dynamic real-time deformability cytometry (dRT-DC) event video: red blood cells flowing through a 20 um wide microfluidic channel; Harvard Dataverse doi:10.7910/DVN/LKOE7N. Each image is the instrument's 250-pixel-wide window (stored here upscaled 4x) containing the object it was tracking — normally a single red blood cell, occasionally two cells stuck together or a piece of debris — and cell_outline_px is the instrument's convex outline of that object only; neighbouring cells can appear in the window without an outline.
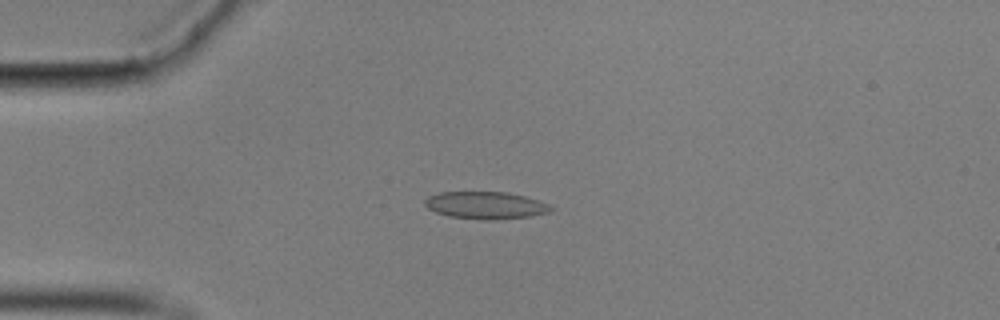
{"species": "common noctule bat (a hibernating species)", "species_latin": "Nyctalus noctula", "temperature_condition": "cold", "stored_images_in_passage": 47, "camera_frame_rate_fps": 3000, "um_per_image_px": 0.085, "animal": {"sex": "male", "body_mass_g": 17.9}, "frame": {"image": 1, "passage_image": 5, "time_ms": 1.333, "image_size_px": [1000, 320], "cell_outline_px": [[556, 208], [548, 212], [528, 216], [448, 216], [436, 212], [428, 208], [424, 204], [424, 200], [428, 196], [440, 192], [508, 192], [524, 196], [548, 204]], "centroid_in_image_um": [41.23, 17.37], "position_along_channel_um": 43.8, "area_um2": 18.67}}
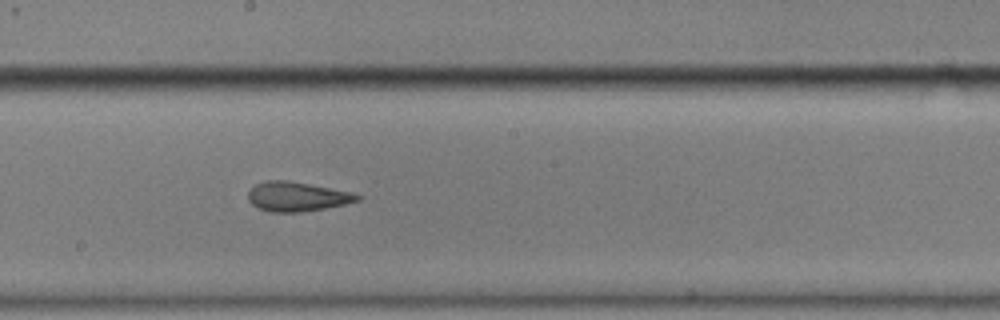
{"frame": {"image": 2, "passage_image": 22, "time_ms": 7.0, "image_size_px": [1000, 320], "cell_outline_px": [[364, 196], [360, 200], [344, 204], [324, 208], [300, 212], [272, 212], [256, 208], [248, 200], [248, 192], [256, 184], [264, 180], [284, 180], [308, 184], [352, 192]], "centroid_in_image_um": [25.23, 16.71], "position_along_channel_um": 223.0, "area_um2": 18.67}}
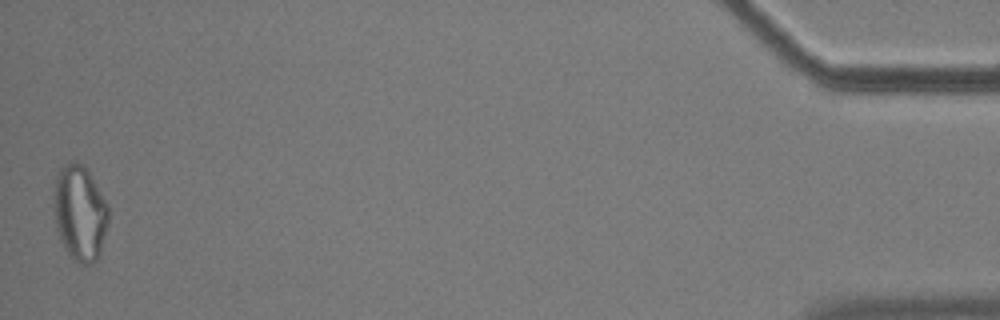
{"frame": {"image": 3, "passage_image": 47, "time_ms": 15.333, "image_size_px": [1000, 320], "cell_outline_px": [[108, 224], [100, 256], [92, 264], [80, 264], [72, 260], [64, 248], [60, 240], [56, 228], [56, 176], [60, 168], [64, 164], [76, 160], [88, 168], [108, 204]], "centroid_in_image_um": [6.83, 18.12], "position_along_channel_um": 428.4, "area_um2": 30.52}, "authors_computed_cell_mechanics": {"area_um2": 20.0566, "velocity_mm_per_s": 3.5263, "shape_relaxation_time_tau1_ms": null, "shape_relaxation_time_tau2_ms": 2.0666, "deformation_change_tau1": null, "deformation_change_tau2": 0.0767}}